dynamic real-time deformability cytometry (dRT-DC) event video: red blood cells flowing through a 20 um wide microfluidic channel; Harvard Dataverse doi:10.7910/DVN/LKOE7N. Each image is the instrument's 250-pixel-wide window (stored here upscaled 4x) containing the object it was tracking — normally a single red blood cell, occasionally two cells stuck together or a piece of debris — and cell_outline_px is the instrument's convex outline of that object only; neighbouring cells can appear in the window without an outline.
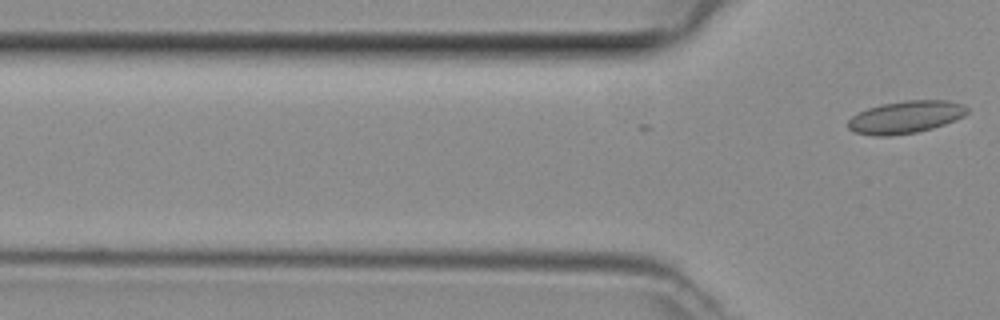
{"species": "common noctule bat (a hibernating species)", "species_latin": "Nyctalus noctula", "temperature_condition": "room temperature", "stored_images_in_passage": 2, "camera_frame_rate_fps": 3000, "um_per_image_px": 0.085, "animal": {"sex": "female", "body_mass_g": 29.2, "forearm_length_mm": 56.3}, "frame": {"image": 1, "passage_image": 2, "time_ms": 0.333, "image_size_px": [1000, 320], "cell_outline_px": [[968, 112], [964, 116], [944, 124], [932, 128], [916, 132], [888, 136], [872, 136], [856, 132], [848, 128], [848, 120], [852, 116], [868, 108], [880, 104], [904, 100], [948, 100], [960, 104], [968, 108]], "centroid_in_image_um": [76.96, 9.95], "position_along_channel_um": 48.8, "area_um2": 22.43}}